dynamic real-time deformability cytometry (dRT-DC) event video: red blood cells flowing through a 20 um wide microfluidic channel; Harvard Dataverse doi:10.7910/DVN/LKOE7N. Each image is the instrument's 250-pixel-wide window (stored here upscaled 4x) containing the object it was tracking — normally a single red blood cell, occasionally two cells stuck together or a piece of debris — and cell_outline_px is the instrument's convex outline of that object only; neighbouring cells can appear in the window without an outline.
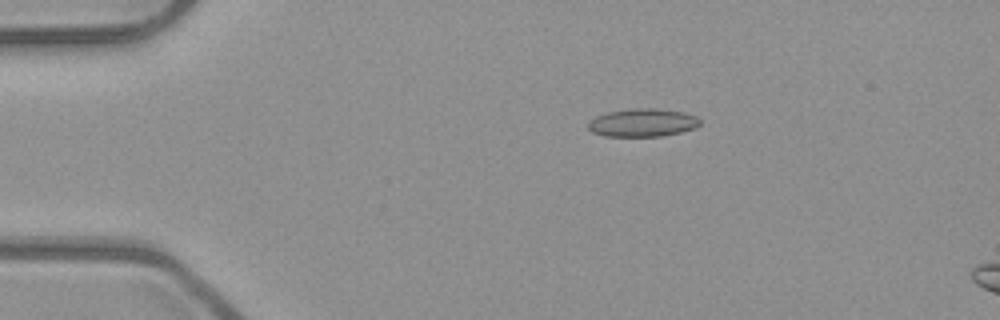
{"species": "common noctule bat (a hibernating species)", "species_latin": "Nyctalus noctula", "temperature_condition": "room temperature", "stored_images_in_passage": 5, "camera_frame_rate_fps": 3000, "um_per_image_px": 0.085, "animal": {"sex": "male", "body_mass_g": 23.1, "forearm_length_mm": 52.7}, "frame": {"image": 1, "passage_image": 5, "time_ms": 1.333, "image_size_px": [1000, 320], "cell_outline_px": [[700, 124], [696, 128], [680, 132], [660, 136], [604, 136], [592, 132], [588, 128], [588, 120], [596, 116], [608, 112], [632, 108], [656, 108], [684, 112], [696, 116], [700, 120]], "centroid_in_image_um": [54.61, 10.42], "position_along_channel_um": 30.4, "area_um2": 18.38}}